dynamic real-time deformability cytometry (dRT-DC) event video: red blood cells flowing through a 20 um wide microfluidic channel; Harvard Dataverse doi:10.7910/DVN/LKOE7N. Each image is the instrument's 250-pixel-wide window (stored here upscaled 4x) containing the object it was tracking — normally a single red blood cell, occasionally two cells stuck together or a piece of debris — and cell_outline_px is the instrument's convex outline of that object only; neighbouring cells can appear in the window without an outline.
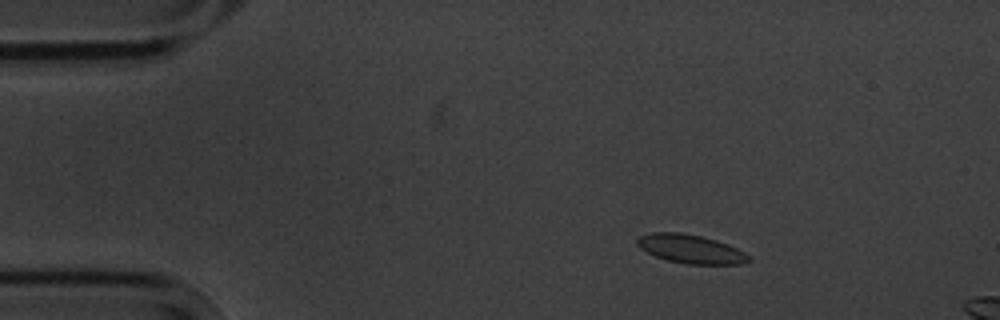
{"species": "common noctule bat (a hibernating species)", "species_latin": "Nyctalus noctula", "temperature_condition": "cold", "stored_images_in_passage": 5, "camera_frame_rate_fps": 3000, "um_per_image_px": 0.085, "animal": {"sex": "male", "body_mass_g": 20.1, "forearm_length_mm": 53.5}, "frame": {"image": 1, "passage_image": 3, "time_ms": 2.333, "image_size_px": [1000, 320], "cell_outline_px": [[752, 260], [740, 264], [688, 264], [668, 260], [656, 256], [640, 248], [636, 244], [636, 240], [640, 236], [652, 232], [680, 232], [700, 236], [716, 240], [728, 244], [744, 252]], "centroid_in_image_um": [58.7, 21.16], "position_along_channel_um": 26.3, "area_um2": 18.5}}